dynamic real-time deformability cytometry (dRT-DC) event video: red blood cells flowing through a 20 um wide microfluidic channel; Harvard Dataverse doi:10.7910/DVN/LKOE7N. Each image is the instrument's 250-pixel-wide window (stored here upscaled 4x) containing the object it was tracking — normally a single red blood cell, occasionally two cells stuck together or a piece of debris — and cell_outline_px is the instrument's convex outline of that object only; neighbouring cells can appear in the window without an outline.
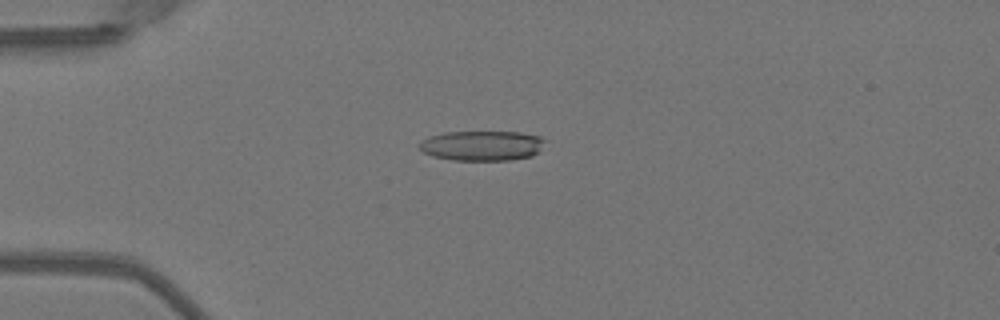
{"species": "Egyptian fruit bat (a non-hibernating species)", "species_latin": "Rousettus aegyptiacus", "temperature_condition": "warm", "stored_images_in_passage": 41, "camera_frame_rate_fps": 3000, "um_per_image_px": 0.085, "animal": {"sex": "female"}, "frame": {"image": 1, "passage_image": 4, "time_ms": 1.0, "image_size_px": [1000, 320], "cell_outline_px": [[544, 140], [540, 152], [532, 156], [508, 160], [452, 160], [432, 156], [424, 152], [416, 144], [420, 140], [428, 136], [444, 132], [520, 132], [540, 136]], "centroid_in_image_um": [40.93, 12.38], "position_along_channel_um": 44.1, "area_um2": 22.14}}
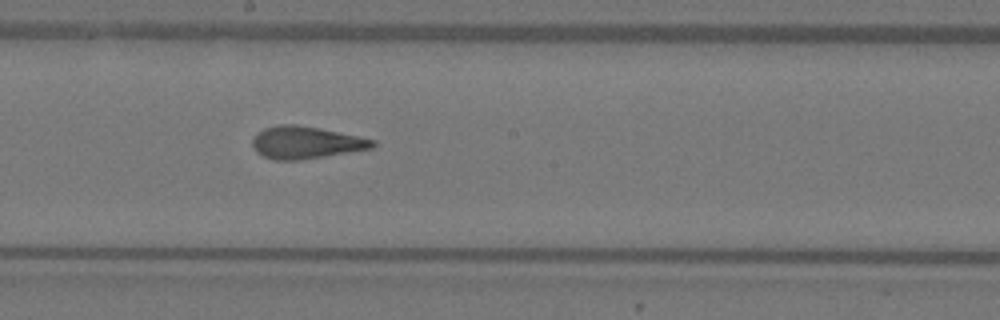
{"frame": {"image": 2, "passage_image": 19, "time_ms": 6.0, "image_size_px": [1000, 320], "cell_outline_px": [[376, 144], [372, 148], [300, 160], [272, 160], [256, 152], [252, 148], [252, 140], [264, 128], [276, 124], [296, 124], [320, 128], [376, 140]], "centroid_in_image_um": [25.97, 12.11], "position_along_channel_um": 222.2, "area_um2": 22.54}}
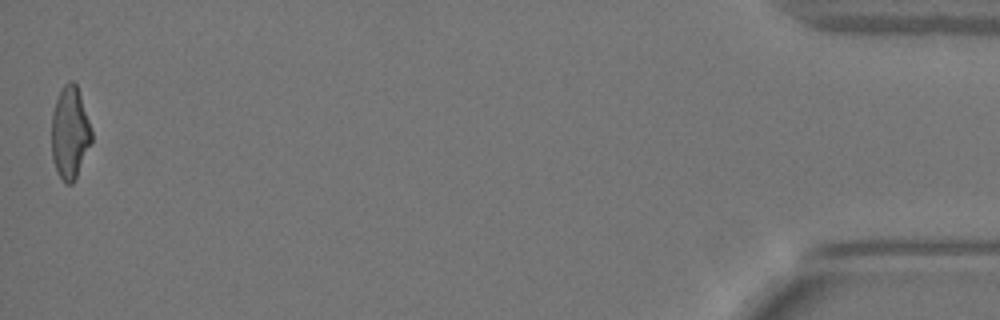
{"frame": {"image": 3, "passage_image": 41, "time_ms": 13.333, "image_size_px": [1000, 320], "cell_outline_px": [[92, 140], [76, 180], [72, 184], [64, 184], [56, 172], [52, 160], [52, 112], [56, 100], [64, 84], [68, 80], [72, 80], [76, 84], [92, 128]], "centroid_in_image_um": [5.94, 11.33], "position_along_channel_um": 429.3, "area_um2": 21.79}, "authors_computed_cell_mechanics": {"area_um2": 22.4842, "velocity_mm_per_s": 4.0549, "shape_relaxation_time_tau1_ms": 7.3833, "shape_relaxation_time_tau2_ms": 1.3194, "deformation_change_tau1": 0.2307, "deformation_change_tau2": 0.1029}}